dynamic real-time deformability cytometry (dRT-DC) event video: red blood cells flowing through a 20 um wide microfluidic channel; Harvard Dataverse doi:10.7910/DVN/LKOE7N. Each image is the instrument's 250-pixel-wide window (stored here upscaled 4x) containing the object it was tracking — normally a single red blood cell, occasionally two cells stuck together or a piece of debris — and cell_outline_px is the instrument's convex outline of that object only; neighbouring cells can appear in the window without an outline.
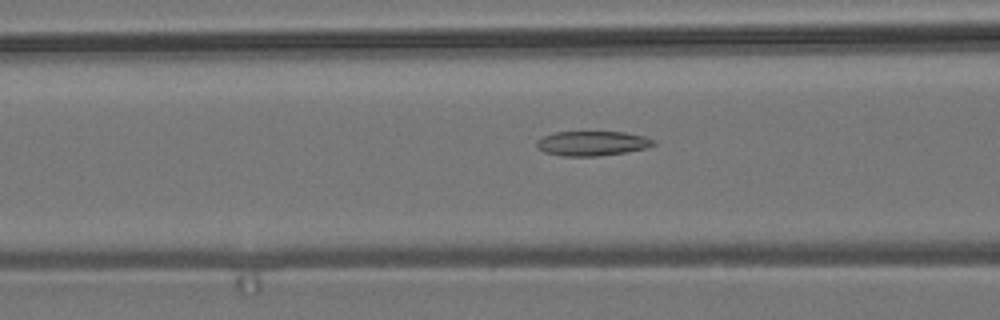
{"species": "common noctule bat (a hibernating species)", "species_latin": "Nyctalus noctula", "temperature_condition": "room temperature", "stored_images_in_passage": 42, "camera_frame_rate_fps": 3000, "um_per_image_px": 0.085, "animal": {"sex": "male", "body_mass_g": 19.2, "forearm_length_mm": 51.8}, "frame": {"image": 1, "passage_image": 9, "time_ms": 2.667, "image_size_px": [1000, 320], "cell_outline_px": [[656, 144], [648, 148], [624, 152], [596, 156], [560, 156], [544, 152], [536, 148], [536, 140], [544, 136], [556, 132], [624, 132], [644, 136], [656, 140]], "centroid_in_image_um": [50.33, 12.19], "position_along_channel_um": 116.3, "area_um2": 16.88}}
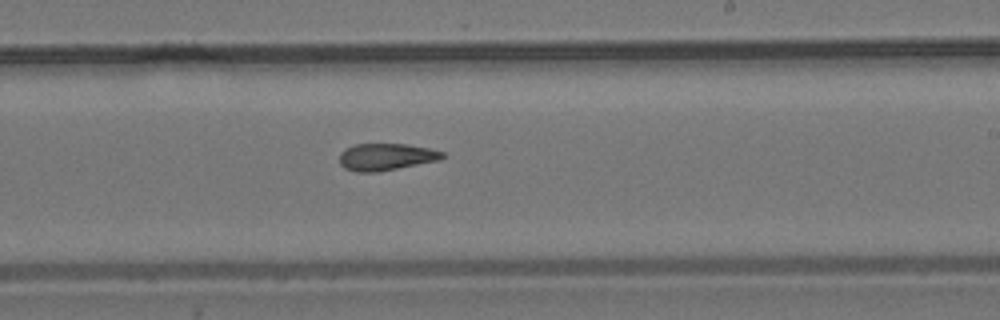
{"frame": {"image": 2, "passage_image": 20, "time_ms": 6.333, "image_size_px": [1000, 320], "cell_outline_px": [[448, 156], [440, 160], [376, 172], [356, 172], [344, 168], [340, 164], [340, 152], [344, 148], [356, 144], [408, 144], [428, 148], [444, 152]], "centroid_in_image_um": [32.82, 13.33], "position_along_channel_um": 256.2, "area_um2": 16.3}}
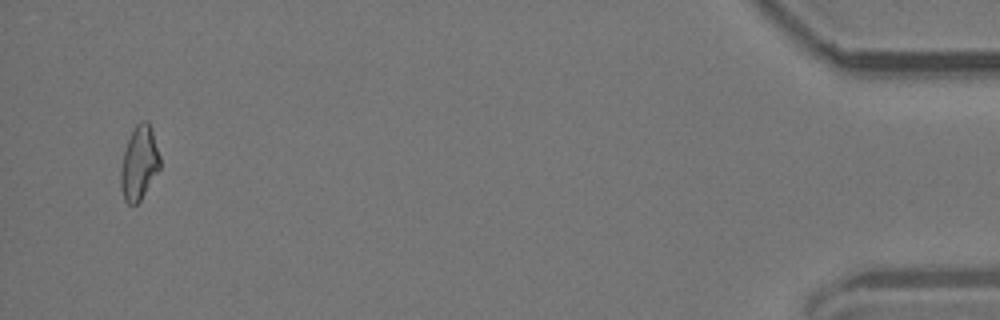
{"frame": {"image": 3, "passage_image": 40, "time_ms": 13.0, "image_size_px": [1000, 320], "cell_outline_px": [[160, 168], [140, 200], [136, 204], [128, 204], [124, 200], [120, 188], [120, 172], [124, 152], [128, 140], [136, 124], [140, 120], [148, 120], [152, 128], [160, 156]], "centroid_in_image_um": [11.83, 13.84], "position_along_channel_um": 423.4, "area_um2": 16.88}, "authors_computed_cell_mechanics": {"area_um2": 16.8198, "velocity_mm_per_s": 3.8078, "shape_relaxation_time_tau1_ms": null, "shape_relaxation_time_tau2_ms": 4.9216, "deformation_change_tau1": null, "deformation_change_tau2": 0.1316}}